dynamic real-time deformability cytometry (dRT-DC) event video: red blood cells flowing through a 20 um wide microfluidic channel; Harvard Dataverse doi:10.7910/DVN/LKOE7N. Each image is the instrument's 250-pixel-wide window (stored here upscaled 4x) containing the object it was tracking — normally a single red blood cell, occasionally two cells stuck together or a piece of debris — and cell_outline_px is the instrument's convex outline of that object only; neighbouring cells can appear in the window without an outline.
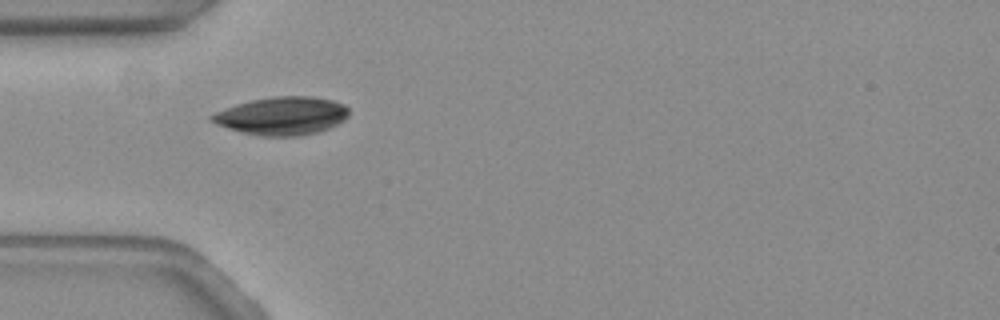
{"species": "common noctule bat (a hibernating species)", "species_latin": "Nyctalus noctula", "temperature_condition": "warm", "stored_images_in_passage": 37, "camera_frame_rate_fps": 3000, "um_per_image_px": 0.085, "animal": {"sex": "female", "body_mass_g": 19.3, "forearm_length_mm": 54.1}, "frame": {"image": 1, "passage_image": 1, "time_ms": 0.0, "image_size_px": [1000, 320], "cell_outline_px": [[348, 116], [344, 120], [328, 128], [316, 132], [300, 136], [260, 136], [228, 128], [216, 124], [208, 120], [208, 116], [216, 112], [236, 104], [252, 100], [272, 96], [312, 96], [332, 100], [344, 104], [348, 108]], "centroid_in_image_um": [23.96, 9.84], "position_along_channel_um": 61.0, "area_um2": 30.35}}
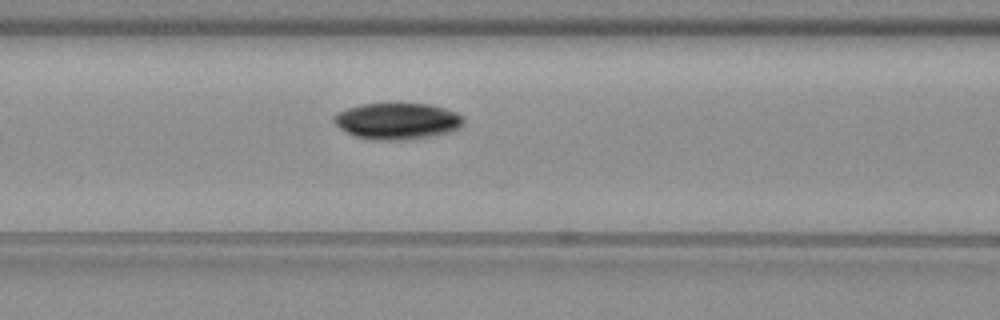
{"frame": {"image": 2, "passage_image": 7, "time_ms": 2.0, "image_size_px": [1000, 320], "cell_outline_px": [[464, 124], [448, 132], [428, 136], [400, 140], [372, 140], [356, 136], [340, 128], [332, 120], [332, 116], [336, 112], [360, 104], [428, 104], [444, 108], [456, 112], [464, 120]], "centroid_in_image_um": [33.72, 10.28], "position_along_channel_um": 132.9, "area_um2": 27.17}}
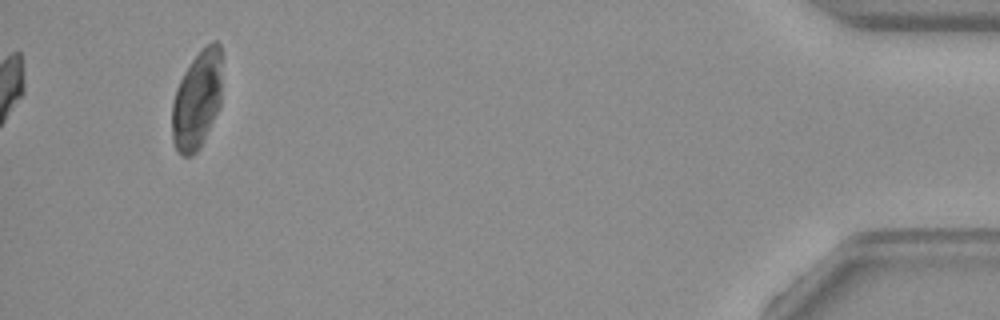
{"frame": {"image": 3, "passage_image": 37, "time_ms": 12.0, "image_size_px": [1000, 320], "cell_outline_px": [[220, 104], [200, 148], [192, 156], [180, 156], [172, 140], [172, 104], [176, 88], [184, 72], [192, 60], [212, 40], [216, 40], [220, 44]], "centroid_in_image_um": [16.72, 8.54], "position_along_channel_um": 418.5, "area_um2": 28.26}, "authors_computed_cell_mechanics": {"area_um2": 27.6284, "velocity_mm_per_s": 3.6492, "shape_relaxation_time_tau1_ms": 4.8997, "shape_relaxation_time_tau2_ms": null, "deformation_change_tau1": 0.1156, "deformation_change_tau2": null}}